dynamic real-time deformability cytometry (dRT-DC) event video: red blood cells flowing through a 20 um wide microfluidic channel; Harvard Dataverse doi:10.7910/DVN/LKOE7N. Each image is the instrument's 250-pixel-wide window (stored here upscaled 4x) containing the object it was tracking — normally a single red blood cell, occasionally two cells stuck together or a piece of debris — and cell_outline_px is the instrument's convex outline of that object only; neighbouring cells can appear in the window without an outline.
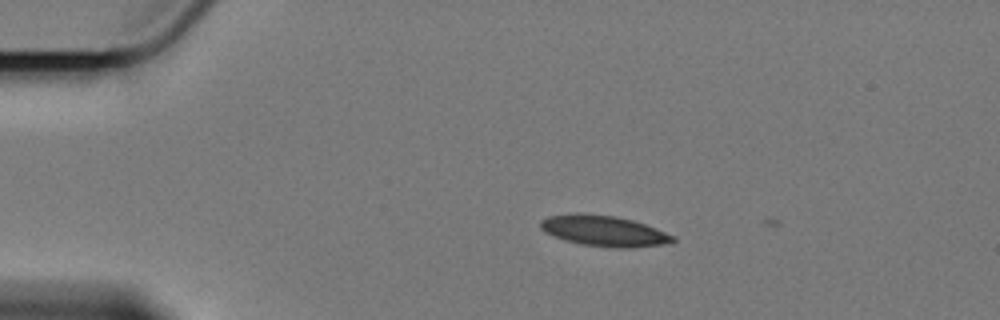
{"species": "Egyptian fruit bat (a non-hibernating species)", "species_latin": "Rousettus aegyptiacus", "temperature_condition": "cold", "stored_images_in_passage": 2, "camera_frame_rate_fps": 3000, "um_per_image_px": 0.085, "animal": {"sex": "female"}, "frame": {"image": 1, "passage_image": 1, "time_ms": 0.0, "image_size_px": [1000, 320], "cell_outline_px": [[676, 240], [664, 244], [632, 248], [616, 248], [584, 244], [564, 240], [544, 232], [540, 228], [540, 220], [548, 216], [580, 212], [616, 216], [632, 220], [656, 228], [676, 236]], "centroid_in_image_um": [51.33, 19.61], "position_along_channel_um": 33.7, "area_um2": 23.81}}